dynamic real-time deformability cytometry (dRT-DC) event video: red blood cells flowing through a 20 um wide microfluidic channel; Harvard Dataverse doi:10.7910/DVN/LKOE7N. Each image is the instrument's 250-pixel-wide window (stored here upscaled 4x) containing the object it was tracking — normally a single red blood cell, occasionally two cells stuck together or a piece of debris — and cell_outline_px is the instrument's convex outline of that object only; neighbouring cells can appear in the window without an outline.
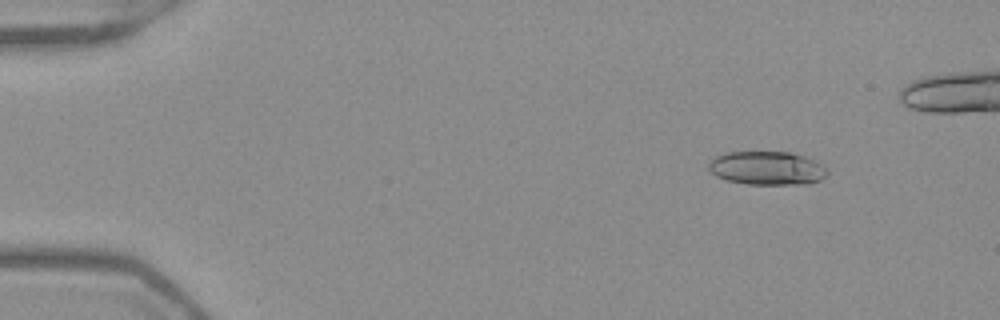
{"species": "Egyptian fruit bat (a non-hibernating species)", "species_latin": "Rousettus aegyptiacus", "temperature_condition": "warm", "stored_images_in_passage": 49, "camera_frame_rate_fps": 3000, "um_per_image_px": 0.085, "frame": {"image": 1, "passage_image": 7, "time_ms": 2.0, "image_size_px": [1000, 320], "cell_outline_px": [[828, 172], [820, 180], [808, 184], [748, 184], [728, 180], [716, 176], [708, 168], [708, 164], [716, 156], [724, 152], [788, 152], [804, 156], [816, 160], [824, 164]], "centroid_in_image_um": [65.22, 14.29], "position_along_channel_um": 19.8, "area_um2": 23.24}}
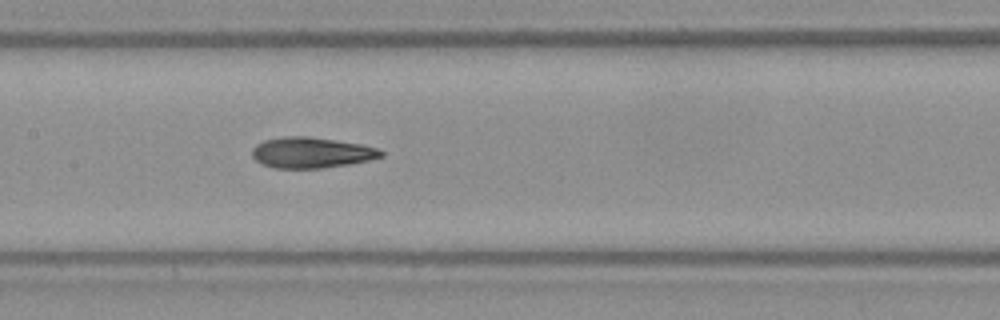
{"frame": {"image": 2, "passage_image": 27, "time_ms": 8.667, "image_size_px": [1000, 320], "cell_outline_px": [[384, 156], [368, 160], [348, 164], [320, 168], [276, 168], [260, 164], [252, 156], [252, 148], [256, 144], [264, 140], [284, 136], [308, 136], [360, 144], [376, 148], [384, 152]], "centroid_in_image_um": [26.42, 12.97], "position_along_channel_um": 181.0, "area_um2": 23.0}}
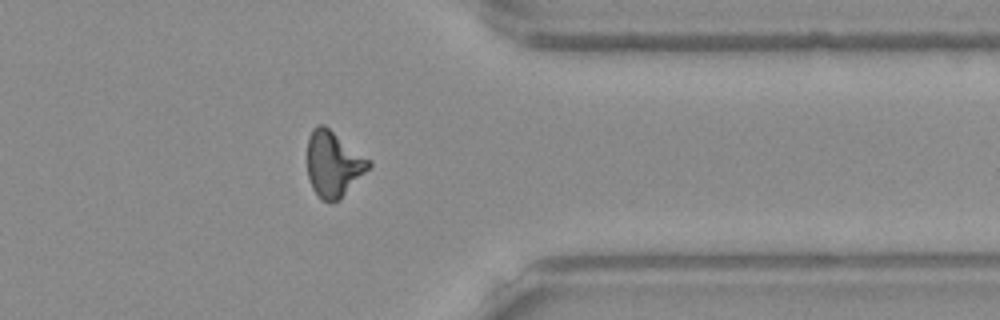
{"frame": {"image": 3, "passage_image": 43, "time_ms": 14.0, "image_size_px": [1000, 320], "cell_outline_px": [[372, 164], [340, 200], [332, 204], [320, 200], [312, 188], [308, 176], [308, 136], [312, 128], [316, 124], [324, 124], [372, 160]], "centroid_in_image_um": [28.34, 13.94], "position_along_channel_um": 383.1, "area_um2": 23.87}}